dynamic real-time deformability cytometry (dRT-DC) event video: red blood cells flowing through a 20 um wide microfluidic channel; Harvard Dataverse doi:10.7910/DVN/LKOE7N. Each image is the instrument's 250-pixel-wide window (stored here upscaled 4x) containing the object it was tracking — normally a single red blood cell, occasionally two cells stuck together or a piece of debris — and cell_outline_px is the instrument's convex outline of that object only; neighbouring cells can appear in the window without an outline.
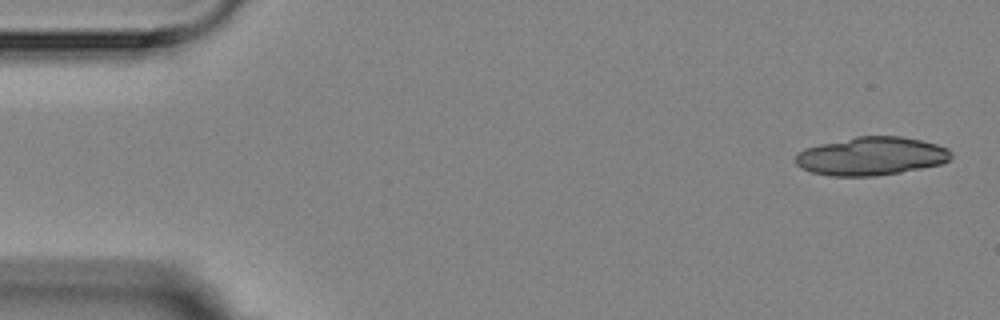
{"species": "Egyptian fruit bat (a non-hibernating species)", "species_latin": "Rousettus aegyptiacus", "temperature_condition": "room temperature", "stored_images_in_passage": 4, "camera_frame_rate_fps": 3000, "um_per_image_px": 0.085, "animal": {"sex": "female"}, "frame": {"image": 1, "passage_image": 1, "time_ms": 0.0, "image_size_px": [1000, 320], "cell_outline_px": [[952, 156], [948, 160], [940, 164], [900, 172], [872, 176], [832, 176], [812, 172], [796, 164], [796, 156], [804, 148], [820, 144], [856, 136], [900, 136], [920, 140], [936, 144], [948, 148], [952, 152]], "centroid_in_image_um": [74.07, 13.26], "position_along_channel_um": 10.9, "area_um2": 34.45}}